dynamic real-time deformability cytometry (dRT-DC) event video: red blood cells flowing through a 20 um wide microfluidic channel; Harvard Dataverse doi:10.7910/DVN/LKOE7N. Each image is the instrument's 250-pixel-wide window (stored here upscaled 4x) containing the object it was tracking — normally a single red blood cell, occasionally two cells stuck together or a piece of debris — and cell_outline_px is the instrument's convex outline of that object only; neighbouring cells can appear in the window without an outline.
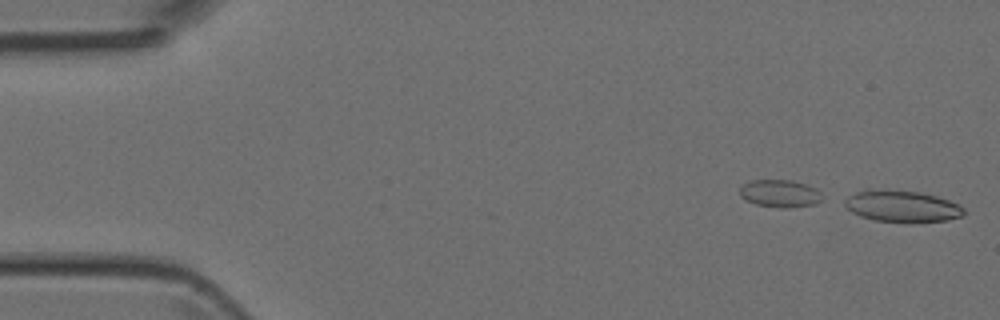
{"species": "Egyptian fruit bat (a non-hibernating species)", "species_latin": "Rousettus aegyptiacus", "temperature_condition": "room temperature", "stored_images_in_passage": 16, "segment_of_instrument_passage": [1, 2], "camera_frame_rate_fps": 3000, "um_per_image_px": 0.085, "animal": {"sex": "female"}, "frame": {"image": 1, "passage_image": 1, "time_ms": 0.0, "image_size_px": [1000, 320], "cell_outline_px": [[964, 216], [948, 220], [904, 224], [876, 220], [860, 216], [852, 212], [844, 204], [844, 200], [848, 196], [864, 188], [884, 188], [920, 192], [936, 196], [960, 204], [964, 208]], "centroid_in_image_um": [76.67, 17.53], "position_along_channel_um": 8.3, "area_um2": 22.72}}